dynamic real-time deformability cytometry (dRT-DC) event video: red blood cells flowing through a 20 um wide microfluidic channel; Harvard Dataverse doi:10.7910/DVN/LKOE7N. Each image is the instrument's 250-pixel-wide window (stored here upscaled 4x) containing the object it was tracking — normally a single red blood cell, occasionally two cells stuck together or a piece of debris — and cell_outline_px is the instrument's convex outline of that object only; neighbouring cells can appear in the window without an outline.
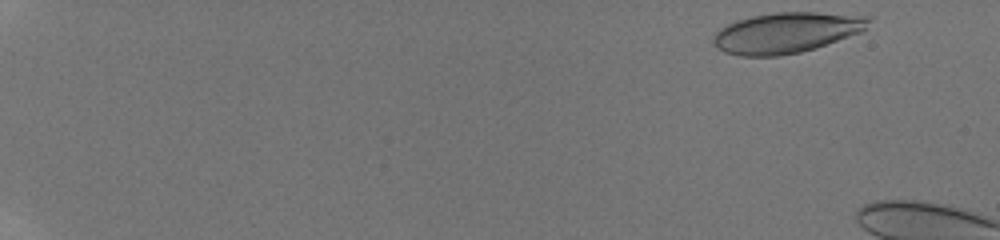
{"species": "human", "species_latin": "Homo sapiens", "temperature_condition": "room temperature", "stored_images_in_passage": 8, "camera_frame_rate_fps": 3000, "um_per_image_px": 0.085, "donor": {"sex": "male"}, "frame": {"image": 1, "passage_image": 1, "time_ms": 0.0, "image_size_px": [1000, 240], "cell_outline_px": [[872, 20], [860, 32], [816, 48], [800, 52], [780, 56], [740, 56], [724, 52], [712, 40], [716, 32], [720, 28], [728, 24], [752, 16], [776, 12], [816, 12], [872, 16]], "centroid_in_image_um": [66.87, 2.77], "position_along_channel_um": 18.1, "area_um2": 36.53}}